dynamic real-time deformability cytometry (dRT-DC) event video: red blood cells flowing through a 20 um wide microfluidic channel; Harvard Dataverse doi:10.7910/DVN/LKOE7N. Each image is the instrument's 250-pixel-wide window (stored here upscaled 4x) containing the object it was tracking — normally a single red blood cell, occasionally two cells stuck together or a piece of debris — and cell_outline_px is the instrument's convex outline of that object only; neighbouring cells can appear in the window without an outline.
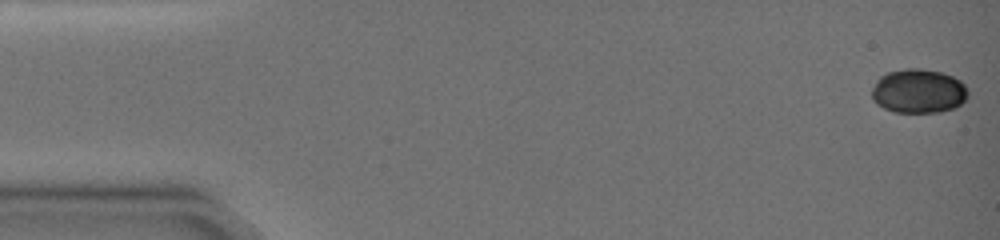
{"species": "common noctule bat (a hibernating species)", "species_latin": "Nyctalus noctula", "temperature_condition": "warm", "stored_images_in_passage": 42, "camera_frame_rate_fps": 3000, "um_per_image_px": 0.085, "animal": {"sex": "female", "body_mass_g": 19.0, "forearm_length_mm": 51.5}, "frame": {"image": 1, "passage_image": 1, "time_ms": 0.0, "image_size_px": [1000, 240], "cell_outline_px": [[968, 96], [956, 108], [940, 112], [896, 112], [884, 108], [876, 104], [872, 100], [872, 88], [876, 80], [880, 76], [888, 72], [904, 68], [920, 68], [940, 72], [952, 76], [960, 80], [968, 88]], "centroid_in_image_um": [78.07, 7.74], "position_along_channel_um": 6.9, "area_um2": 24.97}}
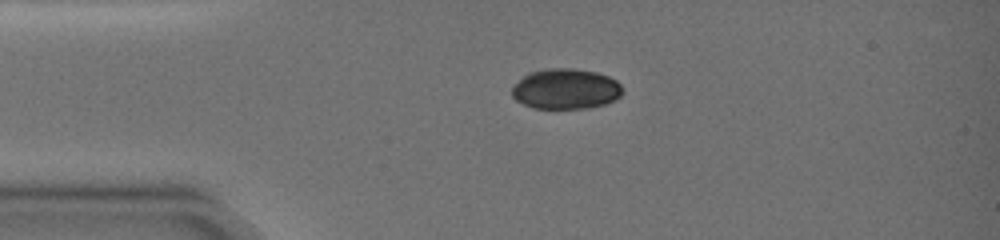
{"frame": {"image": 2, "passage_image": 17, "time_ms": 3.667, "image_size_px": [1000, 240], "cell_outline_px": [[620, 96], [616, 100], [604, 104], [588, 108], [532, 108], [516, 100], [512, 96], [512, 88], [528, 72], [552, 68], [572, 68], [596, 72], [608, 76], [616, 80], [620, 84]], "centroid_in_image_um": [48.08, 7.56], "position_along_channel_um": 36.9, "area_um2": 25.84}}
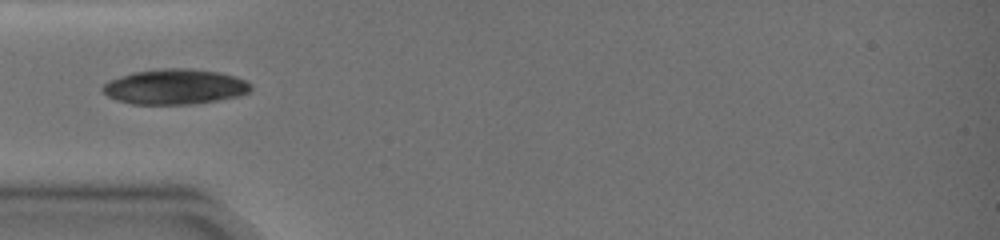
{"frame": {"image": 3, "passage_image": 26, "time_ms": 5.333, "image_size_px": [1000, 240], "cell_outline_px": [[252, 88], [248, 92], [240, 96], [192, 104], [132, 104], [116, 100], [108, 96], [100, 88], [108, 80], [136, 72], [160, 68], [188, 68], [220, 72], [236, 76], [252, 84]], "centroid_in_image_um": [14.88, 7.37], "position_along_channel_um": 70.1, "area_um2": 30.46}}